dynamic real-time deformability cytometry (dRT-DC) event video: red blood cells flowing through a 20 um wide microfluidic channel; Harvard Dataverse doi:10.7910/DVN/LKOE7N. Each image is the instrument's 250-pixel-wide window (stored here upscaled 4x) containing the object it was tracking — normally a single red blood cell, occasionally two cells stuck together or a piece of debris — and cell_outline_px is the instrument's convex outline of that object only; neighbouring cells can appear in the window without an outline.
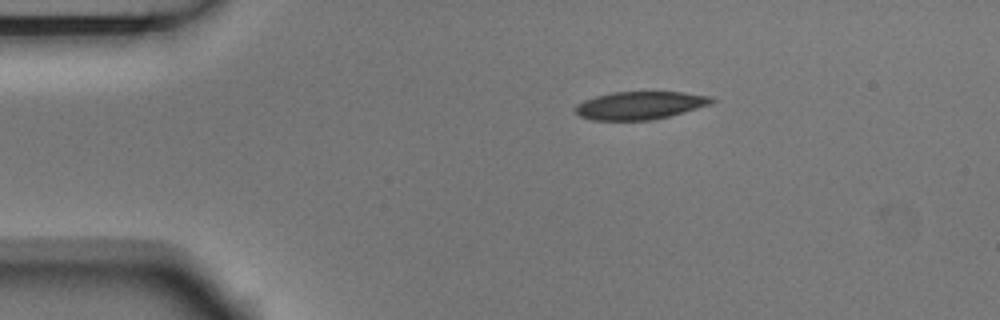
{"species": "Egyptian fruit bat (a non-hibernating species)", "species_latin": "Rousettus aegyptiacus", "temperature_condition": "room temperature", "stored_images_in_passage": 4, "segment_of_instrument_passage": [1, 2], "camera_frame_rate_fps": 3000, "um_per_image_px": 0.085, "animal": {"sex": "male"}, "frame": {"image": 1, "passage_image": 1, "time_ms": 0.0, "image_size_px": [1000, 320], "cell_outline_px": [[716, 100], [712, 104], [684, 112], [652, 120], [592, 120], [580, 116], [576, 112], [576, 104], [584, 100], [596, 96], [612, 92], [680, 92], [712, 96]], "centroid_in_image_um": [54.42, 8.95], "position_along_channel_um": 30.6, "area_um2": 22.14}}